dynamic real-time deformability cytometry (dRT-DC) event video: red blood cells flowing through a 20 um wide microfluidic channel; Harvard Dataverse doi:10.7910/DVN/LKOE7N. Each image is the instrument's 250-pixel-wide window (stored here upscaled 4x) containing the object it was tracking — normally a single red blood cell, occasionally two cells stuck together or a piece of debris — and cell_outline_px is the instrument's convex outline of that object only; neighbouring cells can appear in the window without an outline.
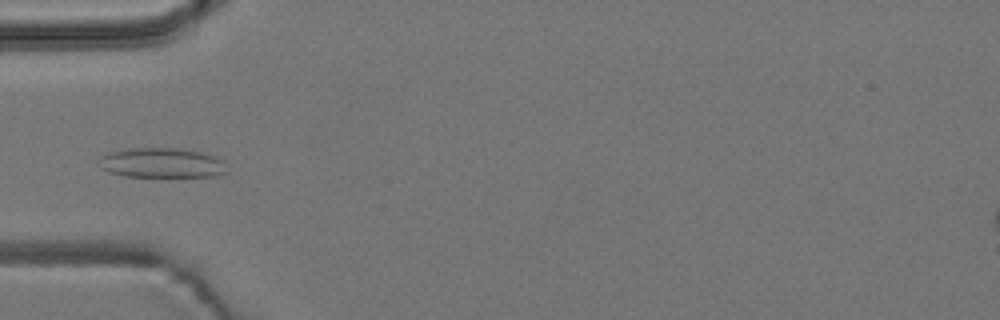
{"species": "common noctule bat (a hibernating species)", "species_latin": "Nyctalus noctula", "temperature_condition": "room temperature", "stored_images_in_passage": 6, "camera_frame_rate_fps": 3000, "um_per_image_px": 0.085, "animal": {"sex": "male", "body_mass_g": 19.2, "forearm_length_mm": 51.8}, "frame": {"image": 1, "passage_image": 6, "time_ms": 1.667, "image_size_px": [1000, 320], "cell_outline_px": [[228, 172], [216, 176], [168, 180], [124, 176], [108, 172], [100, 168], [96, 164], [96, 160], [104, 152], [124, 148], [188, 148], [204, 152], [216, 156], [224, 160]], "centroid_in_image_um": [13.74, 13.89], "position_along_channel_um": 71.3, "area_um2": 24.39}}